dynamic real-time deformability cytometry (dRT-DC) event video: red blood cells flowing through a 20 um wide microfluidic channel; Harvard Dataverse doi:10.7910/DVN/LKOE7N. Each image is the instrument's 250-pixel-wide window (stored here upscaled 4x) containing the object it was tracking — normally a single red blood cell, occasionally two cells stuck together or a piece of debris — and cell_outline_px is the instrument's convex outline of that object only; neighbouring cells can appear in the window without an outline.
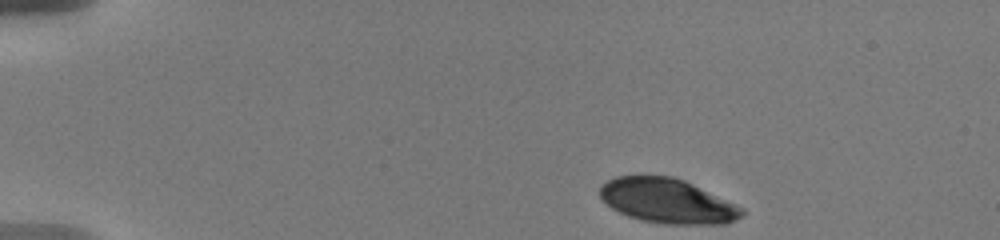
{"species": "human", "species_latin": "Homo sapiens", "temperature_condition": "warm", "stored_images_in_passage": 5, "camera_frame_rate_fps": 3000, "um_per_image_px": 0.085, "donor": {"sex": "male"}, "frame": {"image": 1, "passage_image": 1, "time_ms": 0.0, "image_size_px": [1000, 240], "cell_outline_px": [[744, 216], [728, 224], [664, 224], [640, 220], [628, 216], [612, 208], [600, 196], [600, 184], [616, 176], [672, 176], [684, 180], [744, 208]], "centroid_in_image_um": [56.75, 17.09], "position_along_channel_um": 28.3, "area_um2": 36.88}}
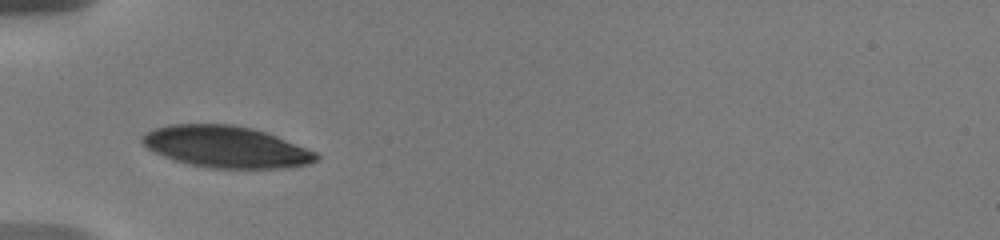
{"frame": {"image": 2, "passage_image": 4, "time_ms": 3.333, "image_size_px": [1000, 240], "cell_outline_px": [[320, 160], [308, 164], [284, 168], [204, 168], [176, 160], [164, 156], [148, 148], [140, 140], [152, 128], [168, 124], [232, 124], [252, 128], [276, 136], [316, 152], [320, 156]], "centroid_in_image_um": [19.23, 12.48], "position_along_channel_um": 65.8, "area_um2": 42.02}}